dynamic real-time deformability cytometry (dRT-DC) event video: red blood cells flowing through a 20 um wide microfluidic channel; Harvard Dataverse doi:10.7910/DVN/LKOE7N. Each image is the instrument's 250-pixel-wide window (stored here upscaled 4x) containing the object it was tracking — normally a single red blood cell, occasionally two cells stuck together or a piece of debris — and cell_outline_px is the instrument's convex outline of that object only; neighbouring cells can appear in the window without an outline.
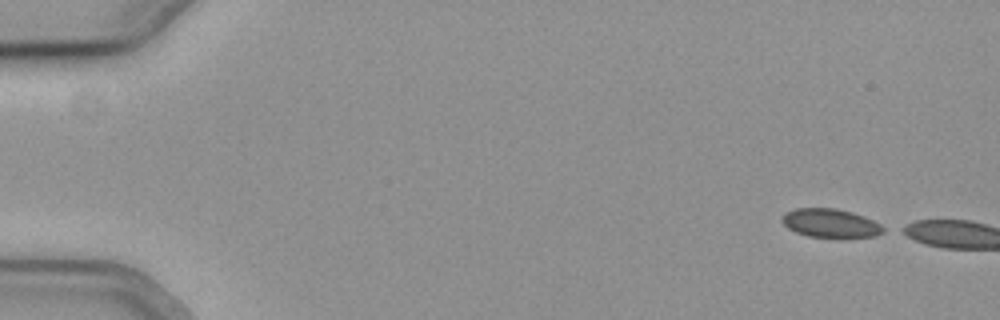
{"species": "common noctule bat (a hibernating species)", "species_latin": "Nyctalus noctula", "temperature_condition": "cold", "stored_images_in_passage": 4, "camera_frame_rate_fps": 3000, "um_per_image_px": 0.085, "animal": {"sex": "female", "body_mass_g": 19.3, "forearm_length_mm": 54.1}, "frame": {"image": 1, "passage_image": 1, "time_ms": 0.0, "image_size_px": [1000, 320], "cell_outline_px": [[888, 228], [884, 232], [876, 236], [808, 236], [796, 232], [788, 228], [780, 220], [780, 216], [784, 212], [796, 208], [836, 208], [852, 212], [864, 216]], "centroid_in_image_um": [70.57, 18.94], "position_along_channel_um": 14.4, "area_um2": 16.82}}